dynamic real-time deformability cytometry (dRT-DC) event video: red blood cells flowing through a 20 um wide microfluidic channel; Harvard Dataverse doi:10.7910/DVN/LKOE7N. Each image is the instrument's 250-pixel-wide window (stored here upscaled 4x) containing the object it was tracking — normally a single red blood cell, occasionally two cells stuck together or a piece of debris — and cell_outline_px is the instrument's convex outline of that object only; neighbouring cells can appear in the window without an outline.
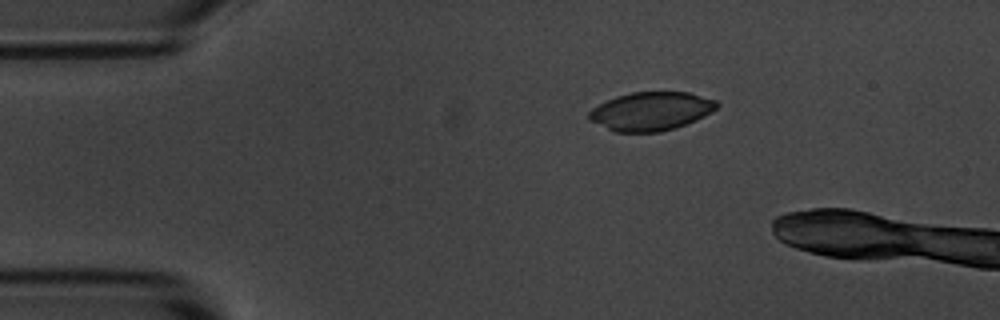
{"species": "common noctule bat (a hibernating species)", "species_latin": "Nyctalus noctula", "temperature_condition": "room temperature", "stored_images_in_passage": 5, "camera_frame_rate_fps": 3000, "um_per_image_px": 0.085, "animal": {"sex": "male", "body_mass_g": 20.1, "forearm_length_mm": 53.5}, "frame": {"image": 1, "passage_image": 1, "time_ms": 0.0, "image_size_px": [1000, 320], "cell_outline_px": [[720, 104], [712, 112], [696, 120], [676, 128], [660, 132], [616, 132], [588, 120], [588, 112], [592, 108], [616, 96], [632, 92], [688, 92], [716, 100]], "centroid_in_image_um": [55.34, 9.46], "position_along_channel_um": 29.7, "area_um2": 28.73}}